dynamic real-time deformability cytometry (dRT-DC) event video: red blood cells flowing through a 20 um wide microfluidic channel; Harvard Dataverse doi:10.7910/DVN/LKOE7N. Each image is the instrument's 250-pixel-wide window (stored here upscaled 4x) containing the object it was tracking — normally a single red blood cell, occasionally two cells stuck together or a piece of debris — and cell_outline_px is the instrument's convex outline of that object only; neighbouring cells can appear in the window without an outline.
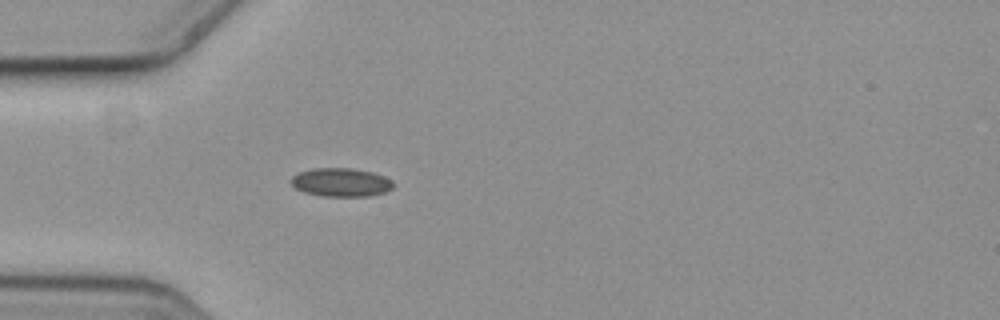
{"species": "common noctule bat (a hibernating species)", "species_latin": "Nyctalus noctula", "temperature_condition": "cold", "stored_images_in_passage": 6, "camera_frame_rate_fps": 3000, "um_per_image_px": 0.085, "animal": {"sex": "female", "body_mass_g": 19.3, "forearm_length_mm": 54.1}, "frame": {"image": 1, "passage_image": 6, "time_ms": 1.667, "image_size_px": [1000, 320], "cell_outline_px": [[396, 184], [392, 188], [384, 192], [368, 196], [320, 196], [304, 192], [296, 188], [288, 180], [292, 176], [300, 172], [312, 168], [348, 168], [372, 172], [384, 176], [392, 180]], "centroid_in_image_um": [28.97, 15.5], "position_along_channel_um": 56.0, "area_um2": 17.05}}